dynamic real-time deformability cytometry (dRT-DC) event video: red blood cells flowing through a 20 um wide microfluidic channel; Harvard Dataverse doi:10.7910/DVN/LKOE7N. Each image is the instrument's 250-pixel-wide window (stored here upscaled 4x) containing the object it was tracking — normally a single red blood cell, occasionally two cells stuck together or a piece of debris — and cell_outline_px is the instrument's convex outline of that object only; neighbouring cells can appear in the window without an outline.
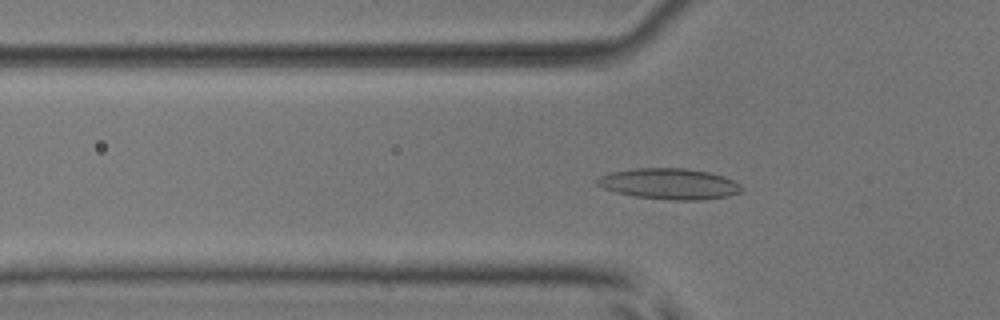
{"species": "common noctule bat (a hibernating species)", "species_latin": "Nyctalus noctula", "temperature_condition": "room temperature", "stored_images_in_passage": 39, "camera_frame_rate_fps": 3000, "um_per_image_px": 0.085, "animal": {"sex": "male", "body_mass_g": 17.9, "forearm_length_mm": 54.2}, "frame": {"image": 1, "passage_image": 4, "time_ms": 1.0, "image_size_px": [1000, 320], "cell_outline_px": [[744, 188], [740, 192], [728, 196], [700, 200], [672, 200], [636, 196], [616, 192], [604, 188], [596, 184], [592, 180], [600, 176], [612, 172], [636, 168], [688, 168], [708, 172], [724, 176], [740, 184]], "centroid_in_image_um": [56.89, 15.62], "position_along_channel_um": 68.9, "area_um2": 26.01}}
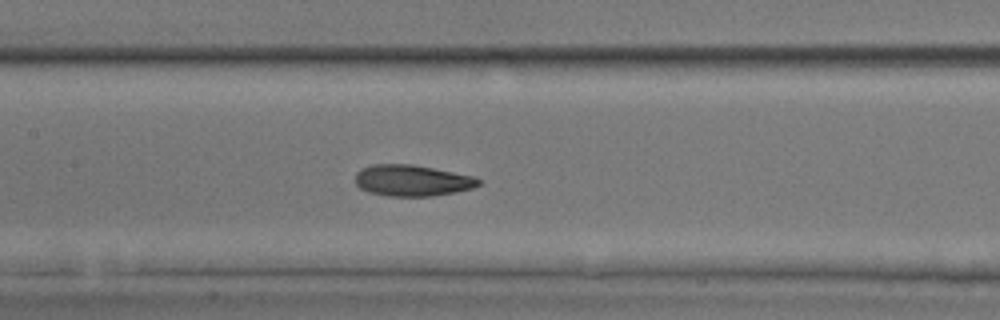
{"frame": {"image": 2, "passage_image": 12, "time_ms": 3.667, "image_size_px": [1000, 320], "cell_outline_px": [[480, 184], [472, 188], [456, 192], [432, 196], [388, 196], [368, 192], [360, 188], [356, 184], [356, 172], [360, 168], [372, 164], [412, 164], [476, 176], [480, 180]], "centroid_in_image_um": [35.03, 15.34], "position_along_channel_um": 172.4, "area_um2": 22.6}}
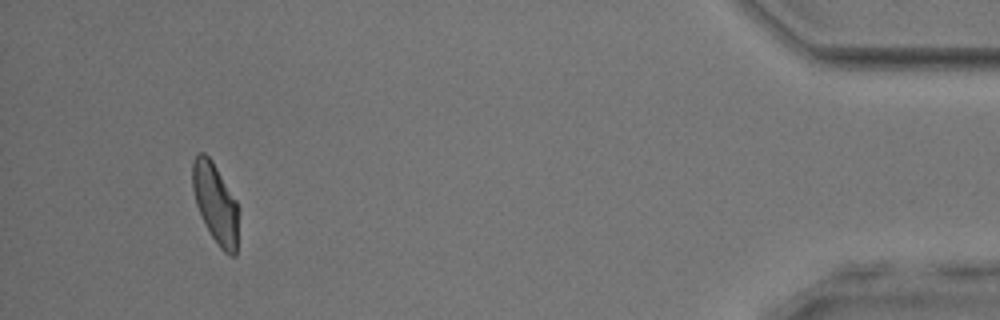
{"frame": {"image": 3, "passage_image": 36, "time_ms": 11.667, "image_size_px": [1000, 320], "cell_outline_px": [[240, 208], [236, 256], [228, 256], [220, 248], [212, 236], [196, 204], [192, 188], [192, 164], [196, 152], [204, 152], [212, 160], [236, 200]], "centroid_in_image_um": [18.34, 17.28], "position_along_channel_um": 416.9, "area_um2": 21.68}, "authors_computed_cell_mechanics": {"area_um2": 22.0796, "velocity_mm_per_s": 3.9023, "shape_relaxation_time_tau1_ms": 4.1145, "shape_relaxation_time_tau2_ms": 2.4089, "deformation_change_tau1": 0.1457, "deformation_change_tau2": 0.0887}}